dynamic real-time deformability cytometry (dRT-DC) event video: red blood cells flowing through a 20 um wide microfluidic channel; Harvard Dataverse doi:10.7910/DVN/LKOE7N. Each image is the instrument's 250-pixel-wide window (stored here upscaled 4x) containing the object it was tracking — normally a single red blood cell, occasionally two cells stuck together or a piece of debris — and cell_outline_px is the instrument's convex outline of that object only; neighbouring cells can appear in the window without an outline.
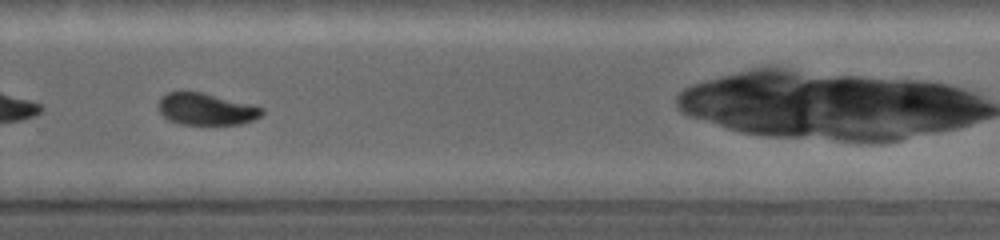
{"species": "common noctule bat (a hibernating species)", "species_latin": "Nyctalus noctula", "temperature_condition": "warm", "stored_images_in_passage": 33, "camera_frame_rate_fps": 5000, "um_per_image_px": 0.085, "animal": {"sex": "female", "body_mass_g": 19.0, "forearm_length_mm": 53.3}, "frame": {"image": 1, "passage_image": 25, "time_ms": 5.8, "image_size_px": [1000, 240], "cell_outline_px": [[264, 112], [260, 116], [252, 120], [240, 124], [180, 124], [168, 120], [160, 112], [160, 96], [168, 92], [184, 88], [264, 108]], "centroid_in_image_um": [17.46, 9.25], "position_along_channel_um": 312.3, "area_um2": 19.25}}